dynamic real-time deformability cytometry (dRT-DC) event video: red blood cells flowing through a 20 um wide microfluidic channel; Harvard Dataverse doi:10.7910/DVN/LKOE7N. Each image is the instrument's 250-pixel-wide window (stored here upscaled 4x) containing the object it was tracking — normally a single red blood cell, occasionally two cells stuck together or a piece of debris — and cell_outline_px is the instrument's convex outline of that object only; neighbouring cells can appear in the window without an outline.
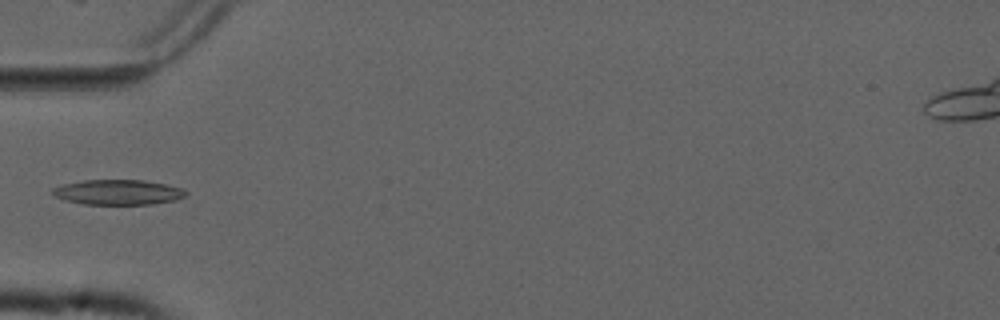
{"species": "common noctule bat (a hibernating species)", "species_latin": "Nyctalus noctula", "temperature_condition": "cold", "stored_images_in_passage": 2, "camera_frame_rate_fps": 3000, "um_per_image_px": 0.085, "animal": {"sex": "male", "forearm_length_mm": 52.5}, "frame": {"image": 1, "passage_image": 1, "time_ms": 0.0, "image_size_px": [1000, 320], "cell_outline_px": [[188, 192], [184, 196], [176, 200], [152, 204], [84, 204], [64, 200], [52, 196], [52, 188], [64, 184], [84, 180], [144, 180], [164, 184], [180, 188]], "centroid_in_image_um": [9.99, 16.34], "position_along_channel_um": 75.0, "area_um2": 19.42}}
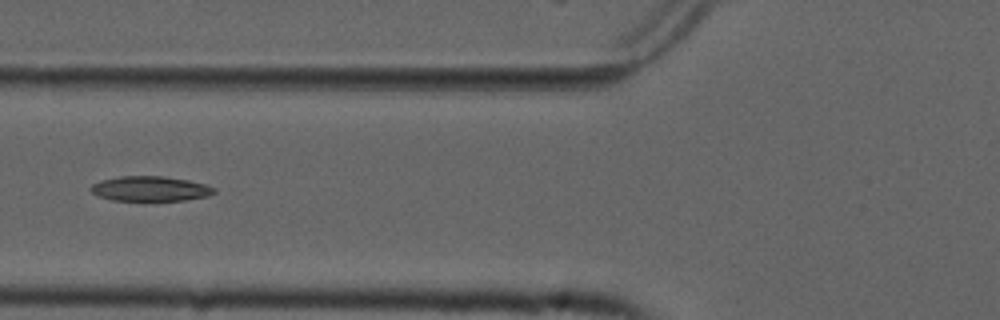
{"frame": {"image": 2, "passage_image": 2, "time_ms": 0.333, "image_size_px": [1000, 320], "cell_outline_px": [[216, 192], [208, 196], [184, 200], [112, 200], [96, 196], [88, 188], [92, 184], [100, 180], [120, 176], [164, 176], [188, 180], [204, 184], [216, 188]], "centroid_in_image_um": [12.74, 16.03], "position_along_channel_um": 113.1, "area_um2": 17.98}}